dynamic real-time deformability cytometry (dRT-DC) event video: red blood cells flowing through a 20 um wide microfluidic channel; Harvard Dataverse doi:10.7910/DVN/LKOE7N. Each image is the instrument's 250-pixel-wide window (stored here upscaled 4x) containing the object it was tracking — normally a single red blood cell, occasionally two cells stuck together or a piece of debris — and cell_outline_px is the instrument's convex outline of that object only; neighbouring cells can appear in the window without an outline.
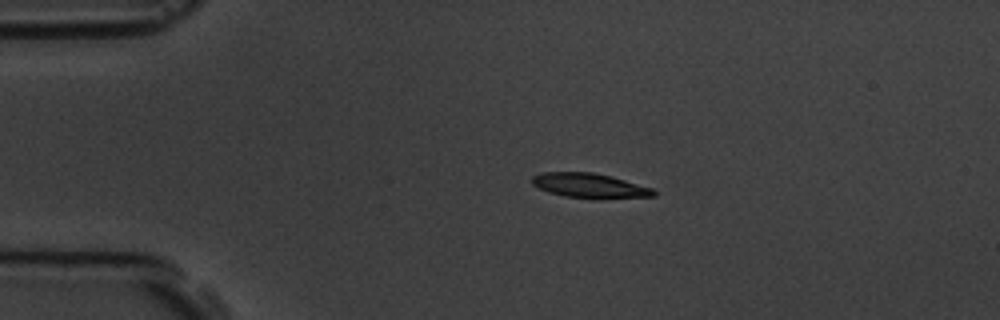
{"species": "common noctule bat (a hibernating species)", "species_latin": "Nyctalus noctula", "temperature_condition": "room temperature", "stored_images_in_passage": 3, "camera_frame_rate_fps": 3000, "um_per_image_px": 0.085, "animal": {"sex": "male", "body_mass_g": 19.5, "forearm_length_mm": 54.6}, "frame": {"image": 1, "passage_image": 2, "time_ms": 1.333, "image_size_px": [1000, 320], "cell_outline_px": [[656, 196], [600, 200], [564, 196], [548, 192], [532, 184], [532, 176], [540, 172], [592, 172], [612, 176], [652, 188], [656, 192]], "centroid_in_image_um": [50.15, 15.79], "position_along_channel_um": 34.9, "area_um2": 17.86}}